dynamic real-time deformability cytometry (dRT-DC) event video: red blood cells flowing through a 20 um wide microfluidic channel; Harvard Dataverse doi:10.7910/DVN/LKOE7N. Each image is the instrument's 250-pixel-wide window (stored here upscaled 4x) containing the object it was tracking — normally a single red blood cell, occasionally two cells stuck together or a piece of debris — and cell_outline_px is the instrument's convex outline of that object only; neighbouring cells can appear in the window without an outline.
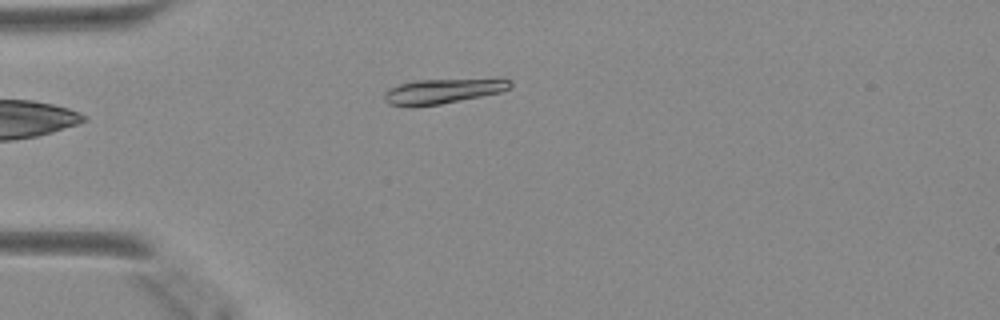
{"species": "Egyptian fruit bat (a non-hibernating species)", "species_latin": "Rousettus aegyptiacus", "temperature_condition": "warm", "stored_images_in_passage": 36, "camera_frame_rate_fps": 3000, "um_per_image_px": 0.085, "animal": {"sex": "female"}, "frame": {"image": 1, "passage_image": 1, "time_ms": 0.0, "image_size_px": [1000, 320], "cell_outline_px": [[512, 84], [508, 88], [500, 92], [440, 104], [412, 108], [388, 104], [384, 100], [384, 92], [388, 88], [400, 84], [416, 80], [500, 76], [504, 76], [512, 80]], "centroid_in_image_um": [37.71, 7.7], "position_along_channel_um": 47.3, "area_um2": 19.36}}
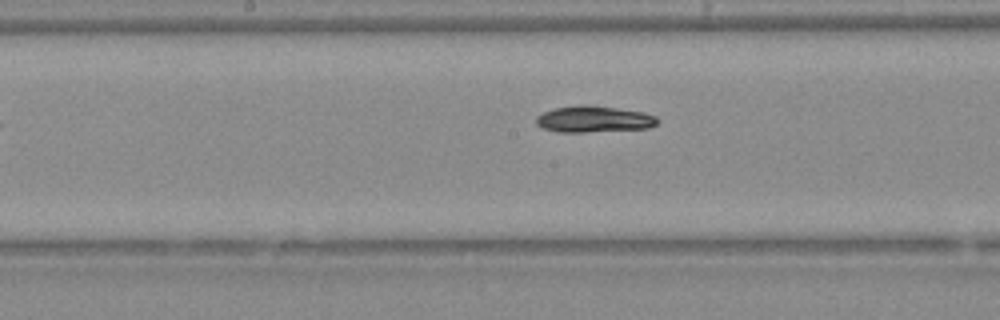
{"frame": {"image": 2, "passage_image": 13, "time_ms": 4.0, "image_size_px": [1000, 320], "cell_outline_px": [[660, 120], [656, 124], [648, 128], [584, 132], [560, 132], [540, 128], [536, 124], [536, 116], [544, 112], [556, 108], [576, 104], [588, 104], [644, 112], [656, 116]], "centroid_in_image_um": [50.46, 10.12], "position_along_channel_um": 197.7, "area_um2": 18.79}}
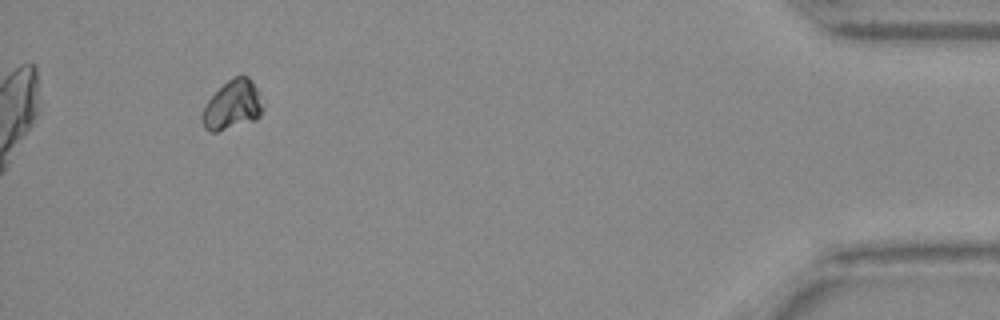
{"frame": {"image": 3, "passage_image": 33, "time_ms": 10.667, "image_size_px": [1000, 320], "cell_outline_px": [[264, 108], [260, 116], [256, 120], [216, 132], [208, 132], [204, 128], [200, 120], [200, 112], [204, 104], [232, 76], [248, 76], [252, 80], [260, 92]], "centroid_in_image_um": [19.75, 8.94], "position_along_channel_um": 415.4, "area_um2": 17.8}}